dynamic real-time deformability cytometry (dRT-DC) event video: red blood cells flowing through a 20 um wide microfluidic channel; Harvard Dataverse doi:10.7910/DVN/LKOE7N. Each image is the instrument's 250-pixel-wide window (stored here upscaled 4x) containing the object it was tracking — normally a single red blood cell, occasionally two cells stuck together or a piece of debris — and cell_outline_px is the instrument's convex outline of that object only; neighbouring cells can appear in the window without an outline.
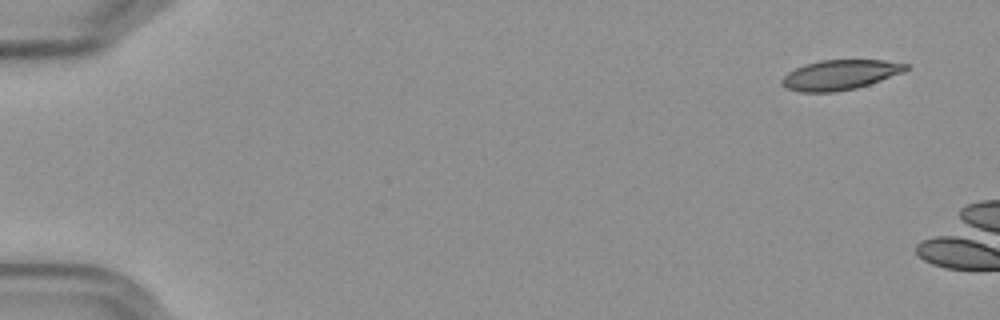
{"species": "Egyptian fruit bat (a non-hibernating species)", "species_latin": "Rousettus aegyptiacus", "temperature_condition": "cold", "stored_images_in_passage": 9, "camera_frame_rate_fps": 3000, "um_per_image_px": 0.085, "frame": {"image": 1, "passage_image": 1, "time_ms": 0.0, "image_size_px": [1000, 320], "cell_outline_px": [[912, 64], [904, 72], [856, 88], [832, 92], [800, 92], [788, 88], [780, 84], [780, 80], [788, 72], [804, 64], [820, 60], [884, 60]], "centroid_in_image_um": [71.4, 6.35], "position_along_channel_um": 13.6, "area_um2": 21.62}}